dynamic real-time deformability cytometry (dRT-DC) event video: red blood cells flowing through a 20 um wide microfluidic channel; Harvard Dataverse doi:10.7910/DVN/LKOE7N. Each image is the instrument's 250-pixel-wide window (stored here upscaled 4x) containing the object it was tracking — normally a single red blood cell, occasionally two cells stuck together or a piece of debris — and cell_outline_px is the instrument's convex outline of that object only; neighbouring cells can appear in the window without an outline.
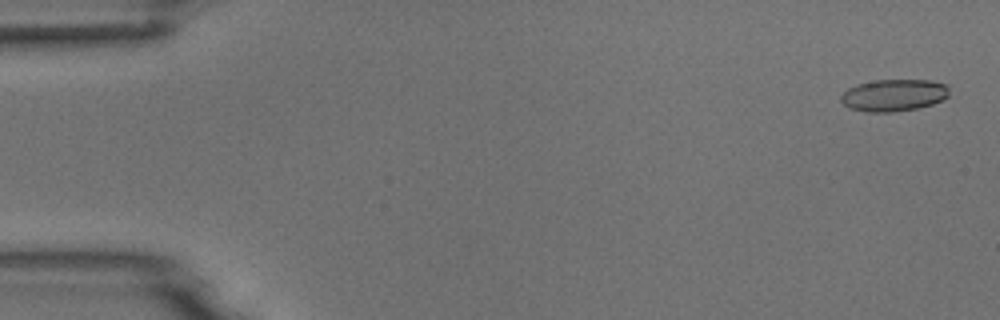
{"species": "common noctule bat (a hibernating species)", "species_latin": "Nyctalus noctula", "temperature_condition": "room temperature", "stored_images_in_passage": 54, "camera_frame_rate_fps": 3000, "um_per_image_px": 0.085, "animal": {"sex": "male", "body_mass_g": 18.8}, "frame": {"image": 1, "passage_image": 2, "time_ms": 0.333, "image_size_px": [1000, 320], "cell_outline_px": [[948, 96], [932, 104], [916, 108], [892, 112], [868, 112], [848, 108], [840, 100], [840, 96], [848, 88], [856, 84], [876, 80], [932, 80], [948, 84]], "centroid_in_image_um": [75.95, 8.08], "position_along_channel_um": 9.0, "area_um2": 20.23}}
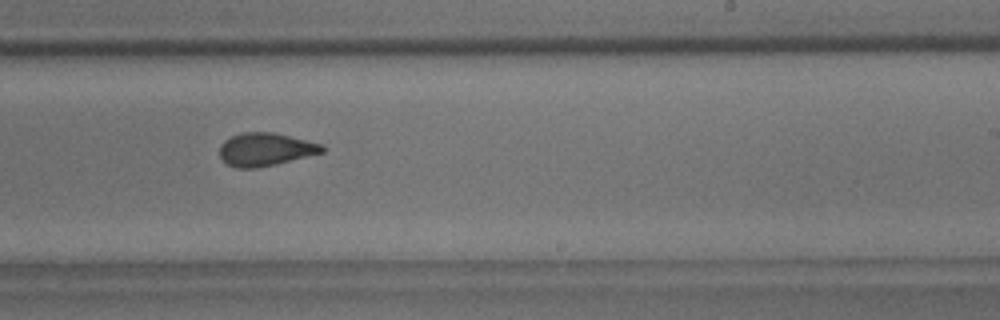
{"frame": {"image": 2, "passage_image": 33, "time_ms": 10.667, "image_size_px": [1000, 320], "cell_outline_px": [[328, 148], [324, 152], [276, 164], [256, 168], [236, 168], [228, 164], [220, 156], [220, 144], [224, 140], [232, 136], [244, 132], [272, 132], [324, 144]], "centroid_in_image_um": [22.6, 12.69], "position_along_channel_um": 266.4, "area_um2": 19.77}}
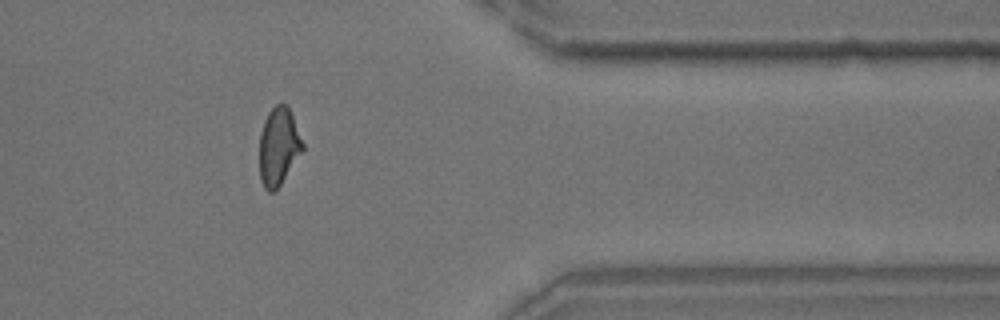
{"frame": {"image": 3, "passage_image": 44, "time_ms": 14.333, "image_size_px": [1000, 320], "cell_outline_px": [[304, 148], [280, 184], [272, 192], [268, 192], [264, 188], [260, 180], [260, 132], [264, 120], [268, 112], [276, 104], [284, 104], [292, 112], [304, 144]], "centroid_in_image_um": [23.67, 12.42], "position_along_channel_um": 387.7, "area_um2": 19.42}, "authors_computed_cell_mechanics": {"area_um2": 20.1433, "velocity_mm_per_s": 3.7718, "shape_relaxation_time_tau1_ms": 5.5609, "shape_relaxation_time_tau2_ms": 1.3342, "deformation_change_tau1": 0.13, "deformation_change_tau2": 0.0792}}